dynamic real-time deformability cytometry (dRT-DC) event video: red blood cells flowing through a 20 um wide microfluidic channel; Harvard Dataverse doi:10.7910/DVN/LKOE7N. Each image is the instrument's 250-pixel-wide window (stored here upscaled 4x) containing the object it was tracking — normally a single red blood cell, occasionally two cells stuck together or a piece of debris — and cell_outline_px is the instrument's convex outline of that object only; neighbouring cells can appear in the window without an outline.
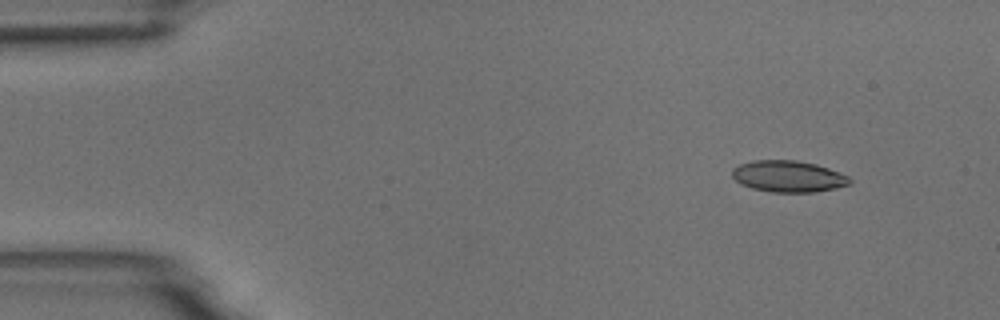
{"species": "common noctule bat (a hibernating species)", "species_latin": "Nyctalus noctula", "temperature_condition": "room temperature", "stored_images_in_passage": 6, "camera_frame_rate_fps": 3000, "um_per_image_px": 0.085, "animal": {"sex": "male", "body_mass_g": 18.8}, "frame": {"image": 1, "passage_image": 2, "time_ms": 1.0, "image_size_px": [1000, 320], "cell_outline_px": [[852, 184], [836, 188], [816, 192], [772, 192], [752, 188], [740, 184], [732, 176], [732, 168], [740, 164], [752, 160], [796, 160], [816, 164], [840, 172], [848, 176], [852, 180]], "centroid_in_image_um": [67.02, 14.99], "position_along_channel_um": 18.0, "area_um2": 21.73}}
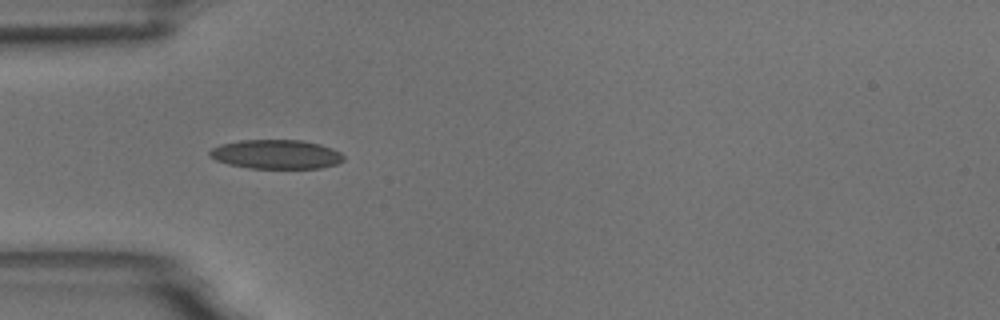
{"frame": {"image": 2, "passage_image": 5, "time_ms": 4.667, "image_size_px": [1000, 320], "cell_outline_px": [[344, 160], [336, 164], [320, 168], [248, 168], [228, 164], [216, 160], [208, 156], [208, 152], [212, 148], [220, 144], [240, 140], [300, 140], [320, 144], [332, 148], [340, 152], [344, 156]], "centroid_in_image_um": [23.45, 13.11], "position_along_channel_um": 61.5, "area_um2": 22.83}}